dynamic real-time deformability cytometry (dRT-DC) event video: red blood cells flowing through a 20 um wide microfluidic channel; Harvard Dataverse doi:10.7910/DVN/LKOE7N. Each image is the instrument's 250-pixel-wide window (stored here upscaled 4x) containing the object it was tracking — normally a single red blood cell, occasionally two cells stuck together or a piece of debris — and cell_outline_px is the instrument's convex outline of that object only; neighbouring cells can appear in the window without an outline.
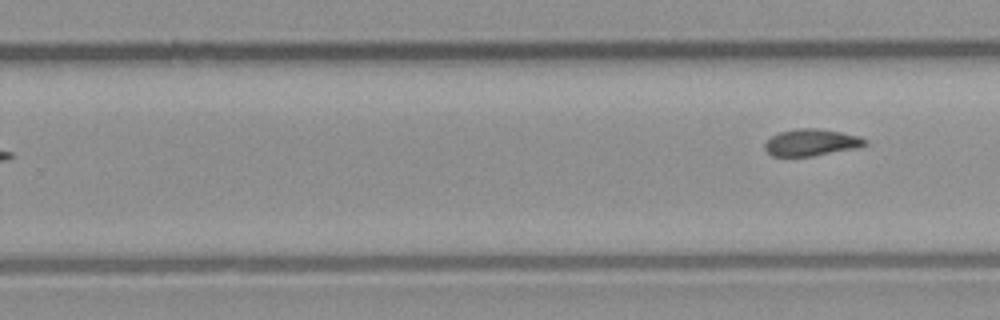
{"species": "common noctule bat (a hibernating species)", "species_latin": "Nyctalus noctula", "temperature_condition": "room temperature", "stored_images_in_passage": 10, "segment_of_instrument_passage": [2, 2], "camera_frame_rate_fps": 3000, "um_per_image_px": 0.085, "animal": {"sex": "male", "body_mass_g": 23.1, "forearm_length_mm": 52.7}, "frame": {"image": 1, "passage_image": 10, "time_ms": 3.0, "image_size_px": [1000, 320], "cell_outline_px": [[868, 144], [856, 148], [812, 156], [772, 156], [764, 148], [764, 144], [772, 136], [780, 132], [796, 128], [816, 128], [840, 132], [860, 136], [868, 140]], "centroid_in_image_um": [68.98, 12.1], "position_along_channel_um": 260.8, "area_um2": 15.61}}